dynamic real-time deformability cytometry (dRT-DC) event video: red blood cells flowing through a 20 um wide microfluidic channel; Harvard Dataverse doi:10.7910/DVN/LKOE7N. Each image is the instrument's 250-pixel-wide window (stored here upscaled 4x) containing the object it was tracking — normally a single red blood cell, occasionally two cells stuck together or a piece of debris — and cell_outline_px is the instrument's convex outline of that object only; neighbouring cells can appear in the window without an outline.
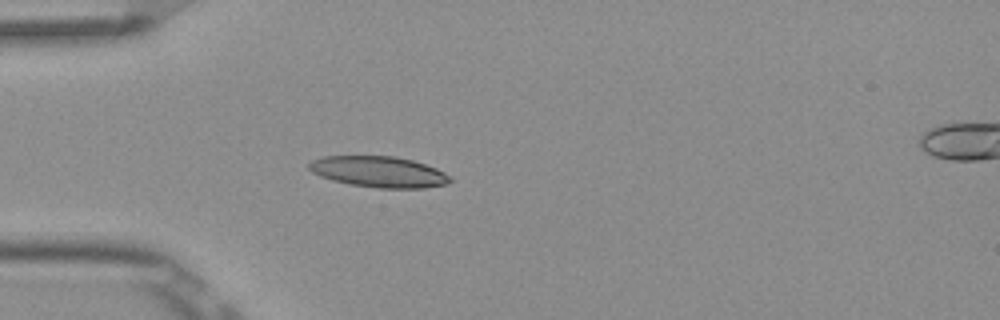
{"species": "Egyptian fruit bat (a non-hibernating species)", "species_latin": "Rousettus aegyptiacus", "temperature_condition": "room temperature", "stored_images_in_passage": 4, "segment_of_instrument_passage": [1, 2], "camera_frame_rate_fps": 3000, "um_per_image_px": 0.085, "frame": {"image": 1, "passage_image": 3, "time_ms": 0.667, "image_size_px": [1000, 320], "cell_outline_px": [[452, 180], [448, 184], [424, 188], [380, 188], [352, 184], [332, 180], [320, 176], [312, 172], [308, 168], [308, 164], [312, 160], [324, 156], [392, 156], [412, 160], [436, 168], [452, 176]], "centroid_in_image_um": [32.22, 14.6], "position_along_channel_um": 52.8, "area_um2": 25.43}}